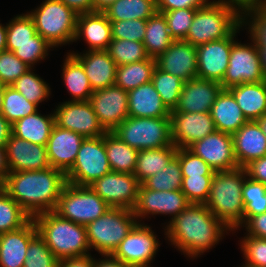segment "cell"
I'll return each instance as SVG.
<instances>
[{
	"label": "cell",
	"instance_id": "6da1fadb",
	"mask_svg": "<svg viewBox=\"0 0 266 267\" xmlns=\"http://www.w3.org/2000/svg\"><path fill=\"white\" fill-rule=\"evenodd\" d=\"M165 227L168 240L189 257H198L230 229L205 204L190 203Z\"/></svg>",
	"mask_w": 266,
	"mask_h": 267
},
{
	"label": "cell",
	"instance_id": "74e56055",
	"mask_svg": "<svg viewBox=\"0 0 266 267\" xmlns=\"http://www.w3.org/2000/svg\"><path fill=\"white\" fill-rule=\"evenodd\" d=\"M31 218L0 186V234L23 227Z\"/></svg>",
	"mask_w": 266,
	"mask_h": 267
},
{
	"label": "cell",
	"instance_id": "603a6c76",
	"mask_svg": "<svg viewBox=\"0 0 266 267\" xmlns=\"http://www.w3.org/2000/svg\"><path fill=\"white\" fill-rule=\"evenodd\" d=\"M223 90L219 82L199 77L186 81L180 94L177 112H210L218 95Z\"/></svg>",
	"mask_w": 266,
	"mask_h": 267
},
{
	"label": "cell",
	"instance_id": "7bdbcfd3",
	"mask_svg": "<svg viewBox=\"0 0 266 267\" xmlns=\"http://www.w3.org/2000/svg\"><path fill=\"white\" fill-rule=\"evenodd\" d=\"M107 52L117 66L140 62L149 58L144 44L137 41L112 39Z\"/></svg>",
	"mask_w": 266,
	"mask_h": 267
},
{
	"label": "cell",
	"instance_id": "89a4df30",
	"mask_svg": "<svg viewBox=\"0 0 266 267\" xmlns=\"http://www.w3.org/2000/svg\"><path fill=\"white\" fill-rule=\"evenodd\" d=\"M260 53V60L262 64V70L264 74V79L266 81V48H258Z\"/></svg>",
	"mask_w": 266,
	"mask_h": 267
},
{
	"label": "cell",
	"instance_id": "ab89813d",
	"mask_svg": "<svg viewBox=\"0 0 266 267\" xmlns=\"http://www.w3.org/2000/svg\"><path fill=\"white\" fill-rule=\"evenodd\" d=\"M242 199L243 223H245L250 217L266 212V185L247 176L242 187Z\"/></svg>",
	"mask_w": 266,
	"mask_h": 267
},
{
	"label": "cell",
	"instance_id": "4316f807",
	"mask_svg": "<svg viewBox=\"0 0 266 267\" xmlns=\"http://www.w3.org/2000/svg\"><path fill=\"white\" fill-rule=\"evenodd\" d=\"M85 39L90 50H107L112 41L111 23L104 12L79 14L74 41Z\"/></svg>",
	"mask_w": 266,
	"mask_h": 267
},
{
	"label": "cell",
	"instance_id": "9f6ffc18",
	"mask_svg": "<svg viewBox=\"0 0 266 267\" xmlns=\"http://www.w3.org/2000/svg\"><path fill=\"white\" fill-rule=\"evenodd\" d=\"M157 12H167L177 9H199L204 7L208 0H156Z\"/></svg>",
	"mask_w": 266,
	"mask_h": 267
},
{
	"label": "cell",
	"instance_id": "7a4b0ae2",
	"mask_svg": "<svg viewBox=\"0 0 266 267\" xmlns=\"http://www.w3.org/2000/svg\"><path fill=\"white\" fill-rule=\"evenodd\" d=\"M66 174L56 168L11 172L1 186L32 218L56 209L66 185Z\"/></svg>",
	"mask_w": 266,
	"mask_h": 267
},
{
	"label": "cell",
	"instance_id": "f546056e",
	"mask_svg": "<svg viewBox=\"0 0 266 267\" xmlns=\"http://www.w3.org/2000/svg\"><path fill=\"white\" fill-rule=\"evenodd\" d=\"M248 121L266 115V81L243 83L228 89Z\"/></svg>",
	"mask_w": 266,
	"mask_h": 267
},
{
	"label": "cell",
	"instance_id": "e575fe53",
	"mask_svg": "<svg viewBox=\"0 0 266 267\" xmlns=\"http://www.w3.org/2000/svg\"><path fill=\"white\" fill-rule=\"evenodd\" d=\"M167 22L163 13L156 12L146 23V31L143 40L146 52L150 58L156 59L172 43Z\"/></svg>",
	"mask_w": 266,
	"mask_h": 267
},
{
	"label": "cell",
	"instance_id": "f1b7e54d",
	"mask_svg": "<svg viewBox=\"0 0 266 267\" xmlns=\"http://www.w3.org/2000/svg\"><path fill=\"white\" fill-rule=\"evenodd\" d=\"M211 117L216 130L233 135L248 120L233 94L223 89L211 107Z\"/></svg>",
	"mask_w": 266,
	"mask_h": 267
},
{
	"label": "cell",
	"instance_id": "6125c7cd",
	"mask_svg": "<svg viewBox=\"0 0 266 267\" xmlns=\"http://www.w3.org/2000/svg\"><path fill=\"white\" fill-rule=\"evenodd\" d=\"M78 15L93 12V0H59Z\"/></svg>",
	"mask_w": 266,
	"mask_h": 267
},
{
	"label": "cell",
	"instance_id": "52a82bcc",
	"mask_svg": "<svg viewBox=\"0 0 266 267\" xmlns=\"http://www.w3.org/2000/svg\"><path fill=\"white\" fill-rule=\"evenodd\" d=\"M28 14L36 32L52 47L73 42L78 14L59 0H45L40 7Z\"/></svg>",
	"mask_w": 266,
	"mask_h": 267
},
{
	"label": "cell",
	"instance_id": "2e32d148",
	"mask_svg": "<svg viewBox=\"0 0 266 267\" xmlns=\"http://www.w3.org/2000/svg\"><path fill=\"white\" fill-rule=\"evenodd\" d=\"M89 101L106 131H113L129 117L128 92L121 87L113 85L95 90Z\"/></svg>",
	"mask_w": 266,
	"mask_h": 267
},
{
	"label": "cell",
	"instance_id": "6f0895ef",
	"mask_svg": "<svg viewBox=\"0 0 266 267\" xmlns=\"http://www.w3.org/2000/svg\"><path fill=\"white\" fill-rule=\"evenodd\" d=\"M243 227H246L247 235L266 239V212L250 217Z\"/></svg>",
	"mask_w": 266,
	"mask_h": 267
},
{
	"label": "cell",
	"instance_id": "be15d7a7",
	"mask_svg": "<svg viewBox=\"0 0 266 267\" xmlns=\"http://www.w3.org/2000/svg\"><path fill=\"white\" fill-rule=\"evenodd\" d=\"M10 173L11 171L8 165L6 146H0V186L6 182Z\"/></svg>",
	"mask_w": 266,
	"mask_h": 267
},
{
	"label": "cell",
	"instance_id": "4fadbf2b",
	"mask_svg": "<svg viewBox=\"0 0 266 267\" xmlns=\"http://www.w3.org/2000/svg\"><path fill=\"white\" fill-rule=\"evenodd\" d=\"M156 237L148 225L138 223L118 245L112 256L130 267L148 266L160 245Z\"/></svg>",
	"mask_w": 266,
	"mask_h": 267
},
{
	"label": "cell",
	"instance_id": "484cf974",
	"mask_svg": "<svg viewBox=\"0 0 266 267\" xmlns=\"http://www.w3.org/2000/svg\"><path fill=\"white\" fill-rule=\"evenodd\" d=\"M71 54L82 64L93 91L115 85L117 65L107 50Z\"/></svg>",
	"mask_w": 266,
	"mask_h": 267
},
{
	"label": "cell",
	"instance_id": "e7e4bbea",
	"mask_svg": "<svg viewBox=\"0 0 266 267\" xmlns=\"http://www.w3.org/2000/svg\"><path fill=\"white\" fill-rule=\"evenodd\" d=\"M12 134V125L0 114V146H6Z\"/></svg>",
	"mask_w": 266,
	"mask_h": 267
},
{
	"label": "cell",
	"instance_id": "8c879c8a",
	"mask_svg": "<svg viewBox=\"0 0 266 267\" xmlns=\"http://www.w3.org/2000/svg\"><path fill=\"white\" fill-rule=\"evenodd\" d=\"M6 86L7 85L0 83V114L2 111V104H3V98H4Z\"/></svg>",
	"mask_w": 266,
	"mask_h": 267
},
{
	"label": "cell",
	"instance_id": "9c48e42d",
	"mask_svg": "<svg viewBox=\"0 0 266 267\" xmlns=\"http://www.w3.org/2000/svg\"><path fill=\"white\" fill-rule=\"evenodd\" d=\"M110 206L89 186L66 183L54 210L63 219L86 226L102 216Z\"/></svg>",
	"mask_w": 266,
	"mask_h": 267
},
{
	"label": "cell",
	"instance_id": "680465c9",
	"mask_svg": "<svg viewBox=\"0 0 266 267\" xmlns=\"http://www.w3.org/2000/svg\"><path fill=\"white\" fill-rule=\"evenodd\" d=\"M244 168L250 179L266 185V156L251 161Z\"/></svg>",
	"mask_w": 266,
	"mask_h": 267
},
{
	"label": "cell",
	"instance_id": "60d3db41",
	"mask_svg": "<svg viewBox=\"0 0 266 267\" xmlns=\"http://www.w3.org/2000/svg\"><path fill=\"white\" fill-rule=\"evenodd\" d=\"M182 172L179 158L175 155L163 171L150 176L141 184L155 191L180 190L182 188Z\"/></svg>",
	"mask_w": 266,
	"mask_h": 267
},
{
	"label": "cell",
	"instance_id": "7402d4cb",
	"mask_svg": "<svg viewBox=\"0 0 266 267\" xmlns=\"http://www.w3.org/2000/svg\"><path fill=\"white\" fill-rule=\"evenodd\" d=\"M84 139L82 135L54 124L46 144L51 167L66 174L72 168Z\"/></svg>",
	"mask_w": 266,
	"mask_h": 267
},
{
	"label": "cell",
	"instance_id": "681fc988",
	"mask_svg": "<svg viewBox=\"0 0 266 267\" xmlns=\"http://www.w3.org/2000/svg\"><path fill=\"white\" fill-rule=\"evenodd\" d=\"M197 9H177L163 13L170 36L174 40H184L189 32Z\"/></svg>",
	"mask_w": 266,
	"mask_h": 267
},
{
	"label": "cell",
	"instance_id": "ee69618b",
	"mask_svg": "<svg viewBox=\"0 0 266 267\" xmlns=\"http://www.w3.org/2000/svg\"><path fill=\"white\" fill-rule=\"evenodd\" d=\"M10 86L22 94L29 102L37 106L51 94L48 84H46L42 78L34 74L32 68L21 75Z\"/></svg>",
	"mask_w": 266,
	"mask_h": 267
},
{
	"label": "cell",
	"instance_id": "5b68a950",
	"mask_svg": "<svg viewBox=\"0 0 266 267\" xmlns=\"http://www.w3.org/2000/svg\"><path fill=\"white\" fill-rule=\"evenodd\" d=\"M242 23V15L223 2L209 1L196 10L184 39L193 46L228 37Z\"/></svg>",
	"mask_w": 266,
	"mask_h": 267
},
{
	"label": "cell",
	"instance_id": "8fae6325",
	"mask_svg": "<svg viewBox=\"0 0 266 267\" xmlns=\"http://www.w3.org/2000/svg\"><path fill=\"white\" fill-rule=\"evenodd\" d=\"M253 44L232 43L226 74L220 83L223 89L243 83L265 81L260 60V53L256 42Z\"/></svg>",
	"mask_w": 266,
	"mask_h": 267
},
{
	"label": "cell",
	"instance_id": "03108f58",
	"mask_svg": "<svg viewBox=\"0 0 266 267\" xmlns=\"http://www.w3.org/2000/svg\"><path fill=\"white\" fill-rule=\"evenodd\" d=\"M105 259L95 260L94 267H130L112 255H103Z\"/></svg>",
	"mask_w": 266,
	"mask_h": 267
},
{
	"label": "cell",
	"instance_id": "11a10c76",
	"mask_svg": "<svg viewBox=\"0 0 266 267\" xmlns=\"http://www.w3.org/2000/svg\"><path fill=\"white\" fill-rule=\"evenodd\" d=\"M248 17L251 20H248L250 24L247 22ZM242 23L249 25L250 30L248 32H250V36L256 42L257 47L266 48V6L248 10L242 15Z\"/></svg>",
	"mask_w": 266,
	"mask_h": 267
},
{
	"label": "cell",
	"instance_id": "f5cc1de1",
	"mask_svg": "<svg viewBox=\"0 0 266 267\" xmlns=\"http://www.w3.org/2000/svg\"><path fill=\"white\" fill-rule=\"evenodd\" d=\"M176 156L179 158L182 177L215 175V171L188 148H178Z\"/></svg>",
	"mask_w": 266,
	"mask_h": 267
},
{
	"label": "cell",
	"instance_id": "83f0119b",
	"mask_svg": "<svg viewBox=\"0 0 266 267\" xmlns=\"http://www.w3.org/2000/svg\"><path fill=\"white\" fill-rule=\"evenodd\" d=\"M128 113L131 117H170L171 111L163 103L152 82L128 92Z\"/></svg>",
	"mask_w": 266,
	"mask_h": 267
},
{
	"label": "cell",
	"instance_id": "753ad0ef",
	"mask_svg": "<svg viewBox=\"0 0 266 267\" xmlns=\"http://www.w3.org/2000/svg\"><path fill=\"white\" fill-rule=\"evenodd\" d=\"M241 267H253V266H247V265H243V266H241Z\"/></svg>",
	"mask_w": 266,
	"mask_h": 267
},
{
	"label": "cell",
	"instance_id": "94428289",
	"mask_svg": "<svg viewBox=\"0 0 266 267\" xmlns=\"http://www.w3.org/2000/svg\"><path fill=\"white\" fill-rule=\"evenodd\" d=\"M95 259L90 254L66 258L59 262V267H94Z\"/></svg>",
	"mask_w": 266,
	"mask_h": 267
},
{
	"label": "cell",
	"instance_id": "003e7915",
	"mask_svg": "<svg viewBox=\"0 0 266 267\" xmlns=\"http://www.w3.org/2000/svg\"><path fill=\"white\" fill-rule=\"evenodd\" d=\"M116 0H93V12L106 11Z\"/></svg>",
	"mask_w": 266,
	"mask_h": 267
},
{
	"label": "cell",
	"instance_id": "836d02e7",
	"mask_svg": "<svg viewBox=\"0 0 266 267\" xmlns=\"http://www.w3.org/2000/svg\"><path fill=\"white\" fill-rule=\"evenodd\" d=\"M62 76L73 100L88 101L94 92L82 64L71 54L66 56Z\"/></svg>",
	"mask_w": 266,
	"mask_h": 267
},
{
	"label": "cell",
	"instance_id": "5bb4252c",
	"mask_svg": "<svg viewBox=\"0 0 266 267\" xmlns=\"http://www.w3.org/2000/svg\"><path fill=\"white\" fill-rule=\"evenodd\" d=\"M54 111L55 124L84 138L103 136L107 131L99 123L90 101H67Z\"/></svg>",
	"mask_w": 266,
	"mask_h": 267
},
{
	"label": "cell",
	"instance_id": "816d5d0a",
	"mask_svg": "<svg viewBox=\"0 0 266 267\" xmlns=\"http://www.w3.org/2000/svg\"><path fill=\"white\" fill-rule=\"evenodd\" d=\"M112 39L142 42L144 40L147 20L110 21Z\"/></svg>",
	"mask_w": 266,
	"mask_h": 267
},
{
	"label": "cell",
	"instance_id": "f6af8a7d",
	"mask_svg": "<svg viewBox=\"0 0 266 267\" xmlns=\"http://www.w3.org/2000/svg\"><path fill=\"white\" fill-rule=\"evenodd\" d=\"M6 48L32 68L35 63L45 59L46 56H48V49L50 50V48L53 47L43 37L36 33L35 42L6 44Z\"/></svg>",
	"mask_w": 266,
	"mask_h": 267
},
{
	"label": "cell",
	"instance_id": "bcb514c9",
	"mask_svg": "<svg viewBox=\"0 0 266 267\" xmlns=\"http://www.w3.org/2000/svg\"><path fill=\"white\" fill-rule=\"evenodd\" d=\"M59 262L37 233L29 242L23 267H59Z\"/></svg>",
	"mask_w": 266,
	"mask_h": 267
},
{
	"label": "cell",
	"instance_id": "f907efd6",
	"mask_svg": "<svg viewBox=\"0 0 266 267\" xmlns=\"http://www.w3.org/2000/svg\"><path fill=\"white\" fill-rule=\"evenodd\" d=\"M29 69L31 67L15 56L13 52L9 50L0 52V83L10 86Z\"/></svg>",
	"mask_w": 266,
	"mask_h": 267
},
{
	"label": "cell",
	"instance_id": "1f68e13d",
	"mask_svg": "<svg viewBox=\"0 0 266 267\" xmlns=\"http://www.w3.org/2000/svg\"><path fill=\"white\" fill-rule=\"evenodd\" d=\"M177 150L174 144L163 148L139 150L133 175L142 183L150 176L163 171Z\"/></svg>",
	"mask_w": 266,
	"mask_h": 267
},
{
	"label": "cell",
	"instance_id": "b9f144b4",
	"mask_svg": "<svg viewBox=\"0 0 266 267\" xmlns=\"http://www.w3.org/2000/svg\"><path fill=\"white\" fill-rule=\"evenodd\" d=\"M37 107L13 87L6 86L1 114L11 125L23 117L37 112Z\"/></svg>",
	"mask_w": 266,
	"mask_h": 267
},
{
	"label": "cell",
	"instance_id": "30bf717a",
	"mask_svg": "<svg viewBox=\"0 0 266 267\" xmlns=\"http://www.w3.org/2000/svg\"><path fill=\"white\" fill-rule=\"evenodd\" d=\"M110 172L104 135L85 138L72 168L66 173V180L73 185L89 186Z\"/></svg>",
	"mask_w": 266,
	"mask_h": 267
},
{
	"label": "cell",
	"instance_id": "d4e9b609",
	"mask_svg": "<svg viewBox=\"0 0 266 267\" xmlns=\"http://www.w3.org/2000/svg\"><path fill=\"white\" fill-rule=\"evenodd\" d=\"M238 167L266 156V136L257 121H247L232 135Z\"/></svg>",
	"mask_w": 266,
	"mask_h": 267
},
{
	"label": "cell",
	"instance_id": "d6a6232c",
	"mask_svg": "<svg viewBox=\"0 0 266 267\" xmlns=\"http://www.w3.org/2000/svg\"><path fill=\"white\" fill-rule=\"evenodd\" d=\"M105 149L112 172L133 174L138 150L123 142L112 131L104 134Z\"/></svg>",
	"mask_w": 266,
	"mask_h": 267
},
{
	"label": "cell",
	"instance_id": "e0dca14e",
	"mask_svg": "<svg viewBox=\"0 0 266 267\" xmlns=\"http://www.w3.org/2000/svg\"><path fill=\"white\" fill-rule=\"evenodd\" d=\"M188 149L201 157L215 172L238 167L231 134L215 130L204 139L194 142Z\"/></svg>",
	"mask_w": 266,
	"mask_h": 267
},
{
	"label": "cell",
	"instance_id": "d590c367",
	"mask_svg": "<svg viewBox=\"0 0 266 267\" xmlns=\"http://www.w3.org/2000/svg\"><path fill=\"white\" fill-rule=\"evenodd\" d=\"M155 67L156 61L150 57L140 62L117 66L115 85L129 92L140 85L150 82Z\"/></svg>",
	"mask_w": 266,
	"mask_h": 267
},
{
	"label": "cell",
	"instance_id": "8992f818",
	"mask_svg": "<svg viewBox=\"0 0 266 267\" xmlns=\"http://www.w3.org/2000/svg\"><path fill=\"white\" fill-rule=\"evenodd\" d=\"M133 210L110 207L95 221L86 225L90 249L112 255L122 240L138 224Z\"/></svg>",
	"mask_w": 266,
	"mask_h": 267
},
{
	"label": "cell",
	"instance_id": "2644e50d",
	"mask_svg": "<svg viewBox=\"0 0 266 267\" xmlns=\"http://www.w3.org/2000/svg\"><path fill=\"white\" fill-rule=\"evenodd\" d=\"M263 131L264 135L266 136V115L260 117L258 120H256Z\"/></svg>",
	"mask_w": 266,
	"mask_h": 267
},
{
	"label": "cell",
	"instance_id": "f35d334b",
	"mask_svg": "<svg viewBox=\"0 0 266 267\" xmlns=\"http://www.w3.org/2000/svg\"><path fill=\"white\" fill-rule=\"evenodd\" d=\"M151 82L165 106L170 111L174 110L178 106L180 94L185 82L181 78L163 72L157 67L153 71Z\"/></svg>",
	"mask_w": 266,
	"mask_h": 267
},
{
	"label": "cell",
	"instance_id": "7dc6e473",
	"mask_svg": "<svg viewBox=\"0 0 266 267\" xmlns=\"http://www.w3.org/2000/svg\"><path fill=\"white\" fill-rule=\"evenodd\" d=\"M6 44H24L35 42L36 28L32 17L26 13L17 15L6 24Z\"/></svg>",
	"mask_w": 266,
	"mask_h": 267
},
{
	"label": "cell",
	"instance_id": "ac0fdd59",
	"mask_svg": "<svg viewBox=\"0 0 266 267\" xmlns=\"http://www.w3.org/2000/svg\"><path fill=\"white\" fill-rule=\"evenodd\" d=\"M170 118L171 139L177 148H188L216 130L210 112L187 113L174 109Z\"/></svg>",
	"mask_w": 266,
	"mask_h": 267
},
{
	"label": "cell",
	"instance_id": "ba28073f",
	"mask_svg": "<svg viewBox=\"0 0 266 267\" xmlns=\"http://www.w3.org/2000/svg\"><path fill=\"white\" fill-rule=\"evenodd\" d=\"M134 149H156L171 146L170 117H127L113 131Z\"/></svg>",
	"mask_w": 266,
	"mask_h": 267
},
{
	"label": "cell",
	"instance_id": "a7ac6f4b",
	"mask_svg": "<svg viewBox=\"0 0 266 267\" xmlns=\"http://www.w3.org/2000/svg\"><path fill=\"white\" fill-rule=\"evenodd\" d=\"M7 27L0 24V52L7 50Z\"/></svg>",
	"mask_w": 266,
	"mask_h": 267
},
{
	"label": "cell",
	"instance_id": "277c9868",
	"mask_svg": "<svg viewBox=\"0 0 266 267\" xmlns=\"http://www.w3.org/2000/svg\"><path fill=\"white\" fill-rule=\"evenodd\" d=\"M33 220L38 234L59 261L89 254L86 226L63 219L54 211L37 214Z\"/></svg>",
	"mask_w": 266,
	"mask_h": 267
},
{
	"label": "cell",
	"instance_id": "44dd1931",
	"mask_svg": "<svg viewBox=\"0 0 266 267\" xmlns=\"http://www.w3.org/2000/svg\"><path fill=\"white\" fill-rule=\"evenodd\" d=\"M6 151L11 172L45 170L51 167L44 145L30 143L11 134Z\"/></svg>",
	"mask_w": 266,
	"mask_h": 267
},
{
	"label": "cell",
	"instance_id": "7c38bea8",
	"mask_svg": "<svg viewBox=\"0 0 266 267\" xmlns=\"http://www.w3.org/2000/svg\"><path fill=\"white\" fill-rule=\"evenodd\" d=\"M140 185L133 174L111 171L89 187L110 207L133 210L138 201Z\"/></svg>",
	"mask_w": 266,
	"mask_h": 267
},
{
	"label": "cell",
	"instance_id": "cb8c5ba5",
	"mask_svg": "<svg viewBox=\"0 0 266 267\" xmlns=\"http://www.w3.org/2000/svg\"><path fill=\"white\" fill-rule=\"evenodd\" d=\"M37 233L31 218L23 227L0 234V267H23L29 242Z\"/></svg>",
	"mask_w": 266,
	"mask_h": 267
},
{
	"label": "cell",
	"instance_id": "8d00e7d4",
	"mask_svg": "<svg viewBox=\"0 0 266 267\" xmlns=\"http://www.w3.org/2000/svg\"><path fill=\"white\" fill-rule=\"evenodd\" d=\"M156 12V0H116L104 11L109 21L148 20Z\"/></svg>",
	"mask_w": 266,
	"mask_h": 267
},
{
	"label": "cell",
	"instance_id": "9a60e30c",
	"mask_svg": "<svg viewBox=\"0 0 266 267\" xmlns=\"http://www.w3.org/2000/svg\"><path fill=\"white\" fill-rule=\"evenodd\" d=\"M241 23L228 37L199 45L197 51V77L221 83L228 67L232 43Z\"/></svg>",
	"mask_w": 266,
	"mask_h": 267
},
{
	"label": "cell",
	"instance_id": "4dcf8cb0",
	"mask_svg": "<svg viewBox=\"0 0 266 267\" xmlns=\"http://www.w3.org/2000/svg\"><path fill=\"white\" fill-rule=\"evenodd\" d=\"M54 124V112L44 116L37 111L16 121L12 125V134L30 143L46 146Z\"/></svg>",
	"mask_w": 266,
	"mask_h": 267
},
{
	"label": "cell",
	"instance_id": "3957f363",
	"mask_svg": "<svg viewBox=\"0 0 266 267\" xmlns=\"http://www.w3.org/2000/svg\"><path fill=\"white\" fill-rule=\"evenodd\" d=\"M246 177V169L237 167L215 172L212 179L205 205L230 231L243 225L242 187Z\"/></svg>",
	"mask_w": 266,
	"mask_h": 267
},
{
	"label": "cell",
	"instance_id": "db71d44e",
	"mask_svg": "<svg viewBox=\"0 0 266 267\" xmlns=\"http://www.w3.org/2000/svg\"><path fill=\"white\" fill-rule=\"evenodd\" d=\"M240 244L246 259L245 265L266 267V239L246 235Z\"/></svg>",
	"mask_w": 266,
	"mask_h": 267
},
{
	"label": "cell",
	"instance_id": "d6986e66",
	"mask_svg": "<svg viewBox=\"0 0 266 267\" xmlns=\"http://www.w3.org/2000/svg\"><path fill=\"white\" fill-rule=\"evenodd\" d=\"M190 202L180 190L155 191L145 188L142 184L139 187L138 201L133 209L137 220L147 215L165 214L171 215L173 220L179 215Z\"/></svg>",
	"mask_w": 266,
	"mask_h": 267
},
{
	"label": "cell",
	"instance_id": "ffe728a7",
	"mask_svg": "<svg viewBox=\"0 0 266 267\" xmlns=\"http://www.w3.org/2000/svg\"><path fill=\"white\" fill-rule=\"evenodd\" d=\"M155 61L158 69L175 75L184 82L197 77L196 46L185 40H174Z\"/></svg>",
	"mask_w": 266,
	"mask_h": 267
},
{
	"label": "cell",
	"instance_id": "c3c4849f",
	"mask_svg": "<svg viewBox=\"0 0 266 267\" xmlns=\"http://www.w3.org/2000/svg\"><path fill=\"white\" fill-rule=\"evenodd\" d=\"M214 175L183 177L181 191L190 203L205 204Z\"/></svg>",
	"mask_w": 266,
	"mask_h": 267
},
{
	"label": "cell",
	"instance_id": "91938a15",
	"mask_svg": "<svg viewBox=\"0 0 266 267\" xmlns=\"http://www.w3.org/2000/svg\"><path fill=\"white\" fill-rule=\"evenodd\" d=\"M228 6L235 8L241 15L248 10L266 6V0H219Z\"/></svg>",
	"mask_w": 266,
	"mask_h": 267
}]
</instances>
